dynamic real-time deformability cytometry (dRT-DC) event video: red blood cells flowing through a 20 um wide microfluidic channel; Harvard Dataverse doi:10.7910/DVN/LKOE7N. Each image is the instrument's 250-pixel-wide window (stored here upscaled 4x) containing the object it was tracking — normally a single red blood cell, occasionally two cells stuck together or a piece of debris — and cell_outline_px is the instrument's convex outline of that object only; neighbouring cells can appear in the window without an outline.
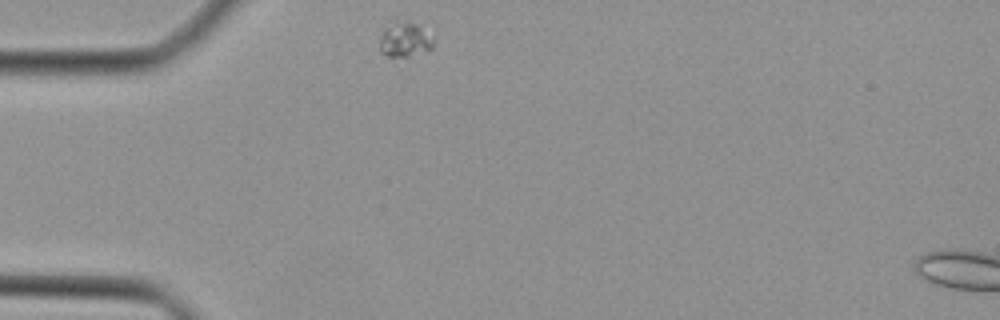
{"species": "Egyptian fruit bat (a non-hibernating species)", "species_latin": "Rousettus aegyptiacus", "temperature_condition": "cold", "stored_images_in_passage": 28, "camera_frame_rate_fps": 3000, "um_per_image_px": 0.085, "animal": {"sex": "female"}, "frame": {"image": 1, "passage_image": 1, "time_ms": 0.0, "image_size_px": [1000, 320], "cell_outline_px": [[436, 44], [432, 48], [408, 56], [388, 56], [380, 52], [380, 36], [384, 28], [392, 20], [396, 20], [416, 24], [436, 36]], "centroid_in_image_um": [34.44, 3.34], "position_along_channel_um": 50.6, "area_um2": 11.16}}
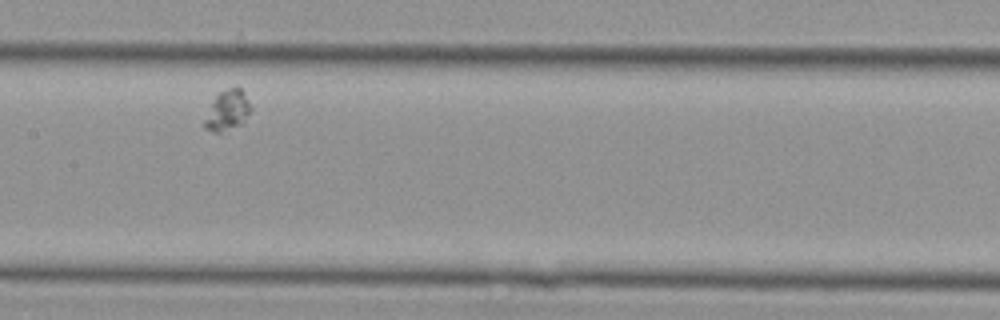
{"frame": {"image": 2, "passage_image": 13, "time_ms": 4.0, "image_size_px": [1000, 320], "cell_outline_px": [[252, 108], [244, 124], [220, 132], [212, 132], [204, 128], [204, 120], [212, 100], [220, 92], [236, 84], [244, 92]], "centroid_in_image_um": [19.35, 9.37], "position_along_channel_um": 188.0, "area_um2": 11.1}}
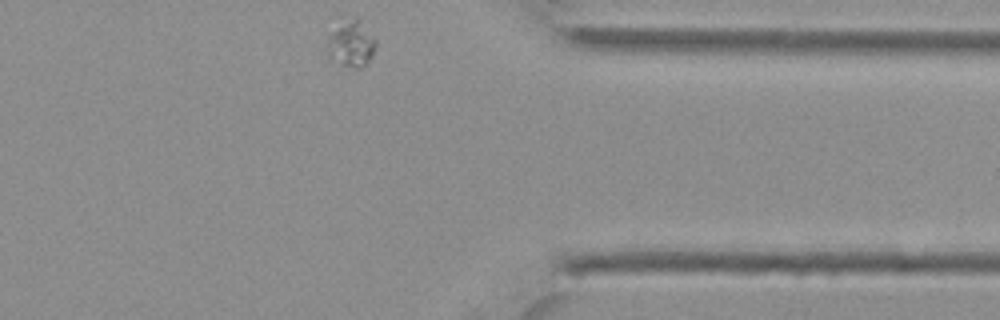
{"frame": {"image": 3, "passage_image": 28, "time_ms": 9.0, "image_size_px": [1000, 320], "cell_outline_px": [[376, 48], [368, 64], [360, 68], [356, 68], [340, 64], [328, 60], [328, 36], [332, 12], [336, 12], [356, 16], [376, 40]], "centroid_in_image_um": [29.72, 3.52], "position_along_channel_um": 381.7, "area_um2": 14.91}}